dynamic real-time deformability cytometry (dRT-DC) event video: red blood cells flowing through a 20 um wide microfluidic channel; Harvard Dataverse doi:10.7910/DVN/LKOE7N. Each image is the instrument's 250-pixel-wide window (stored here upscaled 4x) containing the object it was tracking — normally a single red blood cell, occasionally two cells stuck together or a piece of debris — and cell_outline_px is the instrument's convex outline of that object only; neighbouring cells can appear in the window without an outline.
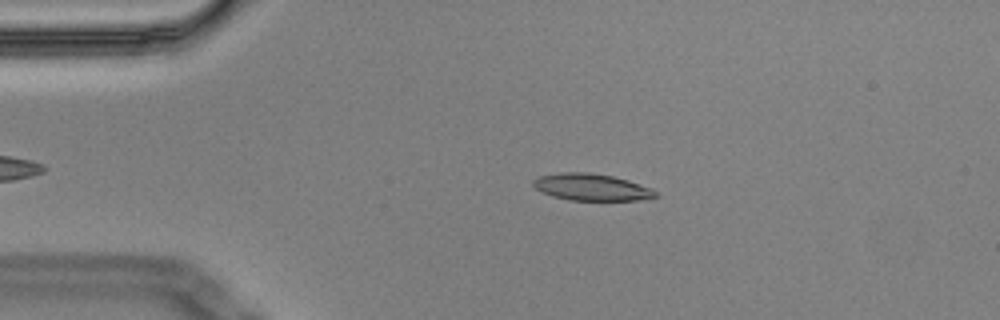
{"species": "Egyptian fruit bat (a non-hibernating species)", "species_latin": "Rousettus aegyptiacus", "temperature_condition": "cold", "stored_images_in_passage": 9, "camera_frame_rate_fps": 3000, "um_per_image_px": 0.085, "animal": {"sex": "male"}, "frame": {"image": 1, "passage_image": 1, "time_ms": 0.0, "image_size_px": [1000, 320], "cell_outline_px": [[660, 196], [636, 200], [568, 200], [552, 196], [536, 188], [532, 184], [532, 180], [540, 176], [560, 172], [588, 172], [612, 176], [628, 180], [652, 188]], "centroid_in_image_um": [50.28, 15.9], "position_along_channel_um": 34.7, "area_um2": 19.07}}
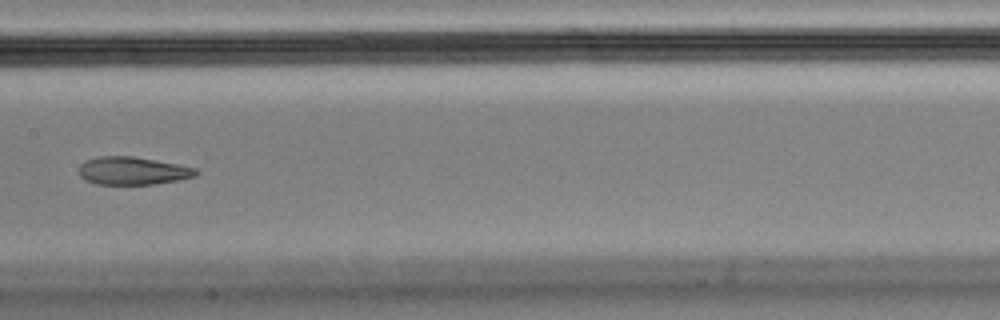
{"frame": {"image": 2, "passage_image": 6, "time_ms": 1.667, "image_size_px": [1000, 320], "cell_outline_px": [[200, 172], [196, 176], [156, 184], [96, 184], [84, 180], [80, 176], [80, 164], [96, 156], [132, 156], [176, 164], [196, 168]], "centroid_in_image_um": [11.27, 14.52], "position_along_channel_um": 196.1, "area_um2": 18.9}}
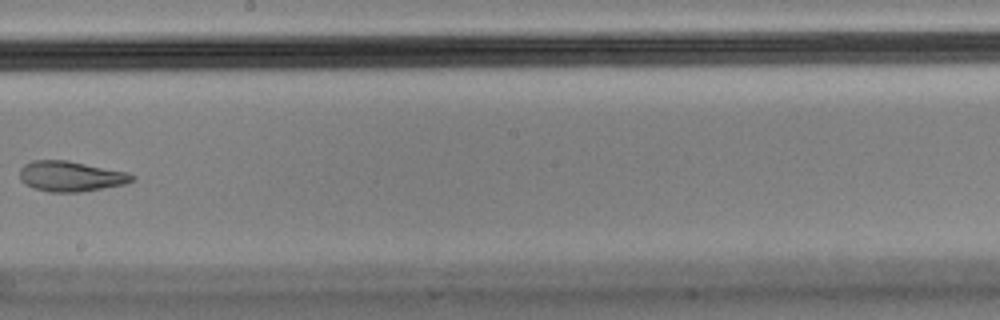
{"frame": {"image": 3, "passage_image": 7, "time_ms": 2.0, "image_size_px": [1000, 320], "cell_outline_px": [[136, 176], [132, 180], [124, 184], [80, 192], [48, 192], [32, 188], [24, 184], [20, 180], [20, 168], [24, 164], [32, 160], [68, 160], [128, 172]], "centroid_in_image_um": [5.97, 14.98], "position_along_channel_um": 242.2, "area_um2": 20.0}}